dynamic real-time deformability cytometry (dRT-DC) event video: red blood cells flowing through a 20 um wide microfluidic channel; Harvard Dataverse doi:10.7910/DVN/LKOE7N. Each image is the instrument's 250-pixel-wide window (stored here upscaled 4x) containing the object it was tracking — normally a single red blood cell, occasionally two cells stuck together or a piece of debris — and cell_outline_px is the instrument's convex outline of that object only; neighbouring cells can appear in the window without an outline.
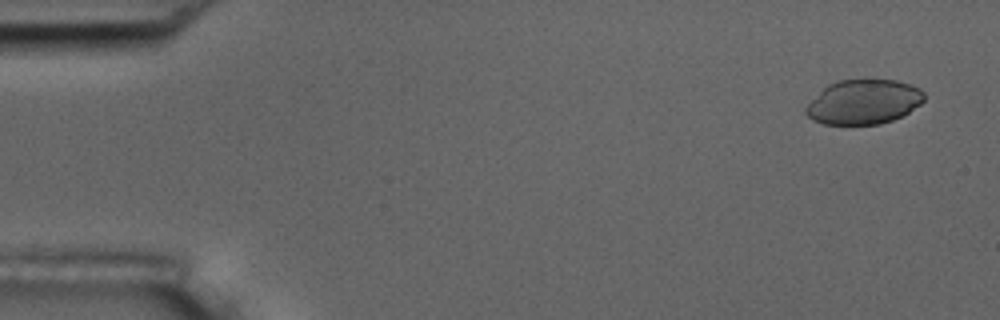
{"species": "common noctule bat (a hibernating species)", "species_latin": "Nyctalus noctula", "temperature_condition": "room temperature", "stored_images_in_passage": 4, "camera_frame_rate_fps": 3000, "um_per_image_px": 0.085, "animal": {"sex": "male", "body_mass_g": 17.5, "forearm_length_mm": 52.3}, "frame": {"image": 1, "passage_image": 1, "time_ms": 0.0, "image_size_px": [1000, 320], "cell_outline_px": [[924, 100], [920, 104], [908, 112], [892, 120], [880, 124], [824, 124], [812, 120], [804, 112], [804, 108], [828, 84], [836, 80], [864, 76], [896, 80], [920, 88], [924, 92]], "centroid_in_image_um": [73.4, 8.61], "position_along_channel_um": 11.6, "area_um2": 31.39}}